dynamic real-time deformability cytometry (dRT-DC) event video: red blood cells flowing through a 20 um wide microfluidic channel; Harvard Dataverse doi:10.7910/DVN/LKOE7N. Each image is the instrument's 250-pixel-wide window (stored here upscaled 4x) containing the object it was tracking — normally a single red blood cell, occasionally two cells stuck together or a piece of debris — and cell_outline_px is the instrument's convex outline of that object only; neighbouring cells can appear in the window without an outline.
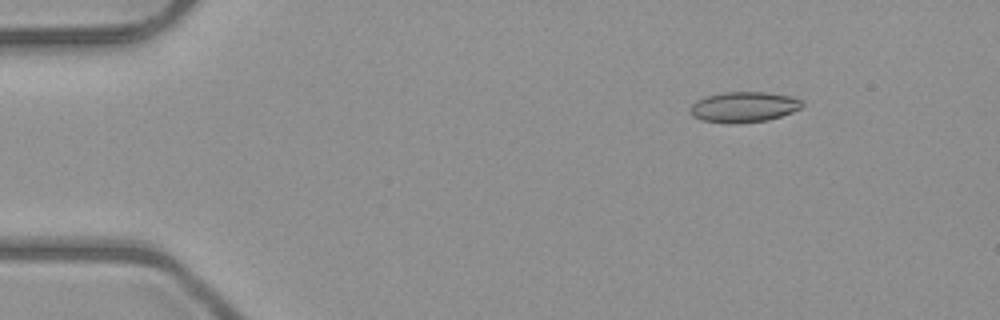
{"species": "common noctule bat (a hibernating species)", "species_latin": "Nyctalus noctula", "temperature_condition": "room temperature", "stored_images_in_passage": 3, "camera_frame_rate_fps": 3000, "um_per_image_px": 0.085, "animal": {"sex": "male", "body_mass_g": 23.1, "forearm_length_mm": 52.7}, "frame": {"image": 1, "passage_image": 1, "time_ms": 0.0, "image_size_px": [1000, 320], "cell_outline_px": [[804, 104], [800, 108], [792, 112], [768, 120], [736, 124], [728, 124], [700, 120], [692, 116], [688, 112], [688, 108], [696, 100], [708, 96], [724, 92], [764, 92], [792, 96], [804, 100]], "centroid_in_image_um": [63.2, 9.1], "position_along_channel_um": 21.8, "area_um2": 20.23}}